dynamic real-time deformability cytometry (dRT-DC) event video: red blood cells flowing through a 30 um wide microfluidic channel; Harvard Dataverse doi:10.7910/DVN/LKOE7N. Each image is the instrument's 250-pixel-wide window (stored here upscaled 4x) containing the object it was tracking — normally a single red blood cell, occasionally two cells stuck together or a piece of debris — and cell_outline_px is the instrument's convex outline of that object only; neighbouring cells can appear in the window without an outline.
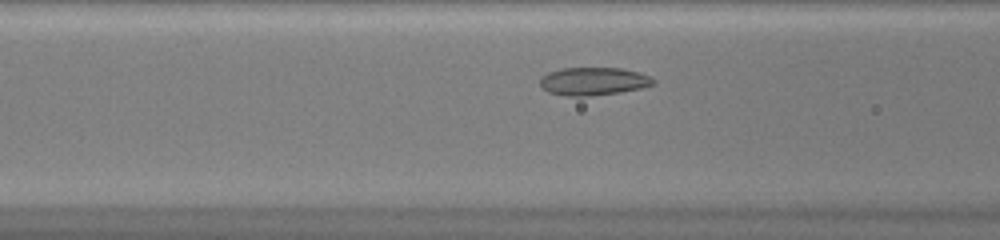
{"species": "common noctule bat (a hibernating species)", "species_latin": "Nyctalus noctula", "temperature_condition": "warm", "stored_images_in_passage": 34, "camera_frame_rate_fps": 3000, "um_per_image_px": 0.085, "animal": {"sex": "female", "body_mass_g": 20.0, "forearm_length_mm": 54.0}, "frame": {"image": 1, "passage_image": 8, "time_ms": 2.333, "image_size_px": [1000, 240], "cell_outline_px": [[656, 84], [640, 88], [620, 92], [588, 96], [564, 96], [548, 92], [540, 84], [540, 76], [548, 72], [560, 68], [620, 68], [636, 72], [648, 76], [656, 80]], "centroid_in_image_um": [50.41, 6.91], "position_along_channel_um": 116.2, "area_um2": 18.44}}
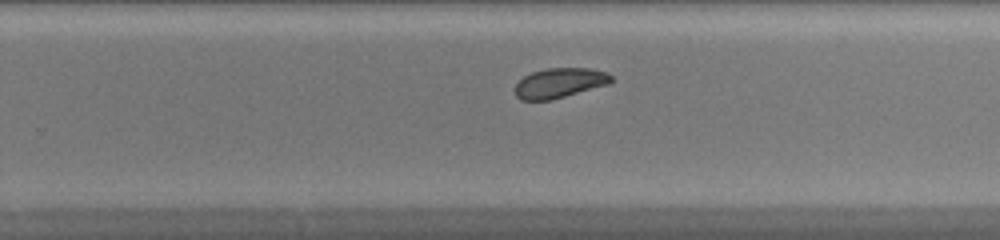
{"frame": {"image": 2, "passage_image": 20, "time_ms": 6.333, "image_size_px": [1000, 240], "cell_outline_px": [[612, 80], [608, 84], [552, 100], [520, 100], [516, 96], [516, 84], [524, 76], [532, 72], [548, 68], [592, 68], [608, 72], [612, 76]], "centroid_in_image_um": [47.58, 7.04], "position_along_channel_um": 282.2, "area_um2": 16.7}}
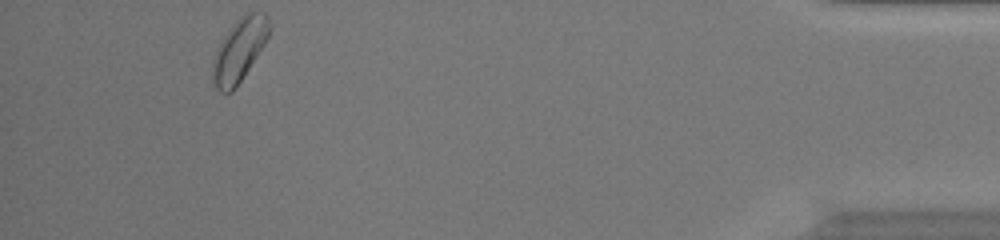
{"frame": {"image": 3, "passage_image": 34, "time_ms": 11.0, "image_size_px": [1000, 240], "cell_outline_px": [[272, 28], [264, 44], [236, 88], [232, 92], [220, 92], [212, 84], [212, 64], [216, 48], [224, 36], [236, 20], [244, 12], [264, 12], [268, 16]], "centroid_in_image_um": [20.34, 4.24], "position_along_channel_um": 414.9, "area_um2": 20.92}, "authors_computed_cell_mechanics": {"area_um2": 17.8313, "velocity_mm_per_s": 4.1605, "shape_relaxation_time_tau1_ms": null, "shape_relaxation_time_tau2_ms": 4.5064, "deformation_change_tau1": null, "deformation_change_tau2": 0.0562}}